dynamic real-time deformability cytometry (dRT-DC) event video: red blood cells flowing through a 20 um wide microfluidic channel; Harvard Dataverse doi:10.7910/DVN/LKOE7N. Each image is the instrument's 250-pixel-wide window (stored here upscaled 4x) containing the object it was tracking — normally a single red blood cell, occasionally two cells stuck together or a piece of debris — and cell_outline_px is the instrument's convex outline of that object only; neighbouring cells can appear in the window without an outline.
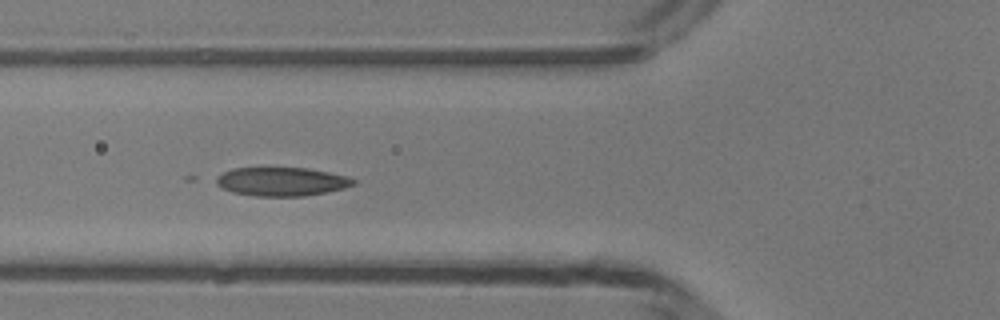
{"species": "common noctule bat (a hibernating species)", "species_latin": "Nyctalus noctula", "temperature_condition": "room temperature", "stored_images_in_passage": 23, "camera_frame_rate_fps": 3000, "um_per_image_px": 0.085, "animal": {"sex": "male", "body_mass_g": 13.3}, "frame": {"image": 1, "passage_image": 5, "time_ms": 1.333, "image_size_px": [1000, 320], "cell_outline_px": [[356, 184], [344, 188], [328, 192], [304, 196], [256, 196], [232, 192], [208, 180], [232, 168], [308, 168], [348, 176], [356, 180]], "centroid_in_image_um": [23.91, 15.43], "position_along_channel_um": 101.9, "area_um2": 23.18}}
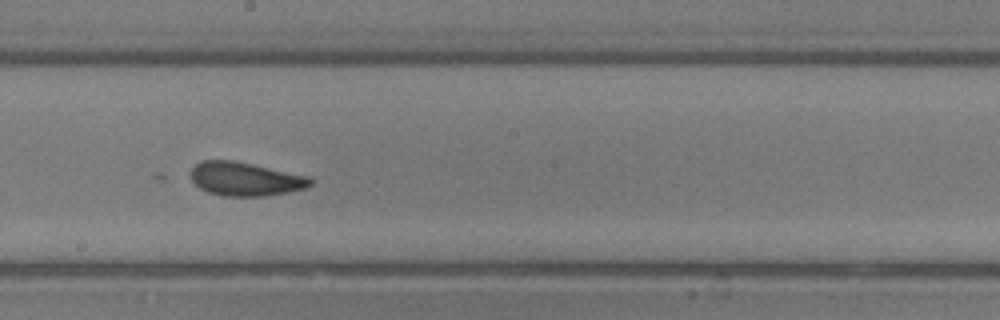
{"frame": {"image": 2, "passage_image": 14, "time_ms": 4.333, "image_size_px": [1000, 320], "cell_outline_px": [[312, 184], [304, 188], [288, 192], [264, 196], [220, 196], [208, 192], [200, 188], [192, 180], [192, 168], [200, 160], [232, 160], [252, 164], [308, 176], [312, 180]], "centroid_in_image_um": [20.83, 15.22], "position_along_channel_um": 227.4, "area_um2": 23.29}}